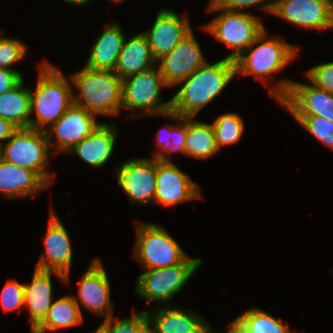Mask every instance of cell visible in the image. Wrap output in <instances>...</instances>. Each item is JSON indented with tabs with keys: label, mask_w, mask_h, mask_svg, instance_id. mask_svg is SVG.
<instances>
[{
	"label": "cell",
	"mask_w": 333,
	"mask_h": 333,
	"mask_svg": "<svg viewBox=\"0 0 333 333\" xmlns=\"http://www.w3.org/2000/svg\"><path fill=\"white\" fill-rule=\"evenodd\" d=\"M235 76V60L226 57L215 63L207 60L188 78L177 84H181V88L170 99V111L181 117L195 118L202 108L216 99Z\"/></svg>",
	"instance_id": "6da1fadb"
},
{
	"label": "cell",
	"mask_w": 333,
	"mask_h": 333,
	"mask_svg": "<svg viewBox=\"0 0 333 333\" xmlns=\"http://www.w3.org/2000/svg\"><path fill=\"white\" fill-rule=\"evenodd\" d=\"M43 61L36 87L30 89V127L41 131L63 116L73 104L74 93L70 76L67 78L57 66Z\"/></svg>",
	"instance_id": "7a4b0ae2"
},
{
	"label": "cell",
	"mask_w": 333,
	"mask_h": 333,
	"mask_svg": "<svg viewBox=\"0 0 333 333\" xmlns=\"http://www.w3.org/2000/svg\"><path fill=\"white\" fill-rule=\"evenodd\" d=\"M78 93L73 104L95 116H118L122 110V79L112 70L83 67L69 75Z\"/></svg>",
	"instance_id": "3957f363"
},
{
	"label": "cell",
	"mask_w": 333,
	"mask_h": 333,
	"mask_svg": "<svg viewBox=\"0 0 333 333\" xmlns=\"http://www.w3.org/2000/svg\"><path fill=\"white\" fill-rule=\"evenodd\" d=\"M267 30L235 59L236 75H252L266 83L298 55V47L279 37H268ZM269 38V39H268ZM258 44V45H257ZM257 46V47H255Z\"/></svg>",
	"instance_id": "277c9868"
},
{
	"label": "cell",
	"mask_w": 333,
	"mask_h": 333,
	"mask_svg": "<svg viewBox=\"0 0 333 333\" xmlns=\"http://www.w3.org/2000/svg\"><path fill=\"white\" fill-rule=\"evenodd\" d=\"M45 131L17 128L0 147V158L34 171L48 186L54 182L48 171L50 151Z\"/></svg>",
	"instance_id": "5b68a950"
},
{
	"label": "cell",
	"mask_w": 333,
	"mask_h": 333,
	"mask_svg": "<svg viewBox=\"0 0 333 333\" xmlns=\"http://www.w3.org/2000/svg\"><path fill=\"white\" fill-rule=\"evenodd\" d=\"M207 7L208 12L222 11L208 22L204 29L232 49V52L226 56L228 59L235 60L239 57L265 29L261 18L250 12L228 11L215 4Z\"/></svg>",
	"instance_id": "8992f818"
},
{
	"label": "cell",
	"mask_w": 333,
	"mask_h": 333,
	"mask_svg": "<svg viewBox=\"0 0 333 333\" xmlns=\"http://www.w3.org/2000/svg\"><path fill=\"white\" fill-rule=\"evenodd\" d=\"M201 264V258L187 256L174 266L143 269V274L137 277L135 283L136 295L151 303L165 306L166 302L183 289Z\"/></svg>",
	"instance_id": "52a82bcc"
},
{
	"label": "cell",
	"mask_w": 333,
	"mask_h": 333,
	"mask_svg": "<svg viewBox=\"0 0 333 333\" xmlns=\"http://www.w3.org/2000/svg\"><path fill=\"white\" fill-rule=\"evenodd\" d=\"M133 257L142 269L165 268L180 264L188 255L161 225L136 224Z\"/></svg>",
	"instance_id": "ba28073f"
},
{
	"label": "cell",
	"mask_w": 333,
	"mask_h": 333,
	"mask_svg": "<svg viewBox=\"0 0 333 333\" xmlns=\"http://www.w3.org/2000/svg\"><path fill=\"white\" fill-rule=\"evenodd\" d=\"M291 115H317L333 122V93L311 85L283 79L270 89Z\"/></svg>",
	"instance_id": "9c48e42d"
},
{
	"label": "cell",
	"mask_w": 333,
	"mask_h": 333,
	"mask_svg": "<svg viewBox=\"0 0 333 333\" xmlns=\"http://www.w3.org/2000/svg\"><path fill=\"white\" fill-rule=\"evenodd\" d=\"M156 66L122 80V109L138 110L139 116H159L170 111L171 100L163 102L160 95L161 89L168 86Z\"/></svg>",
	"instance_id": "30bf717a"
},
{
	"label": "cell",
	"mask_w": 333,
	"mask_h": 333,
	"mask_svg": "<svg viewBox=\"0 0 333 333\" xmlns=\"http://www.w3.org/2000/svg\"><path fill=\"white\" fill-rule=\"evenodd\" d=\"M116 179L131 204L154 202L156 195V159L133 158L116 168Z\"/></svg>",
	"instance_id": "8fae6325"
},
{
	"label": "cell",
	"mask_w": 333,
	"mask_h": 333,
	"mask_svg": "<svg viewBox=\"0 0 333 333\" xmlns=\"http://www.w3.org/2000/svg\"><path fill=\"white\" fill-rule=\"evenodd\" d=\"M271 14L309 30L333 28V0H274Z\"/></svg>",
	"instance_id": "7c38bea8"
},
{
	"label": "cell",
	"mask_w": 333,
	"mask_h": 333,
	"mask_svg": "<svg viewBox=\"0 0 333 333\" xmlns=\"http://www.w3.org/2000/svg\"><path fill=\"white\" fill-rule=\"evenodd\" d=\"M96 117L86 109L72 104L58 121L45 130L49 148L53 137H56L53 153H67L101 124Z\"/></svg>",
	"instance_id": "4fadbf2b"
},
{
	"label": "cell",
	"mask_w": 333,
	"mask_h": 333,
	"mask_svg": "<svg viewBox=\"0 0 333 333\" xmlns=\"http://www.w3.org/2000/svg\"><path fill=\"white\" fill-rule=\"evenodd\" d=\"M173 161L156 159V195L154 203L170 207L180 203L200 199L201 191Z\"/></svg>",
	"instance_id": "5bb4252c"
},
{
	"label": "cell",
	"mask_w": 333,
	"mask_h": 333,
	"mask_svg": "<svg viewBox=\"0 0 333 333\" xmlns=\"http://www.w3.org/2000/svg\"><path fill=\"white\" fill-rule=\"evenodd\" d=\"M78 283L79 297L73 298L80 310L83 307L92 314L105 316L104 319L114 315L109 277L100 259L94 258L90 262L88 270Z\"/></svg>",
	"instance_id": "9a60e30c"
},
{
	"label": "cell",
	"mask_w": 333,
	"mask_h": 333,
	"mask_svg": "<svg viewBox=\"0 0 333 333\" xmlns=\"http://www.w3.org/2000/svg\"><path fill=\"white\" fill-rule=\"evenodd\" d=\"M193 30L171 52L156 61L168 87H175L206 62Z\"/></svg>",
	"instance_id": "2e32d148"
},
{
	"label": "cell",
	"mask_w": 333,
	"mask_h": 333,
	"mask_svg": "<svg viewBox=\"0 0 333 333\" xmlns=\"http://www.w3.org/2000/svg\"><path fill=\"white\" fill-rule=\"evenodd\" d=\"M45 252L36 263V269L56 271L65 275L69 284L72 264V247L69 233L54 210L51 211L44 236Z\"/></svg>",
	"instance_id": "e0dca14e"
},
{
	"label": "cell",
	"mask_w": 333,
	"mask_h": 333,
	"mask_svg": "<svg viewBox=\"0 0 333 333\" xmlns=\"http://www.w3.org/2000/svg\"><path fill=\"white\" fill-rule=\"evenodd\" d=\"M186 15L162 8L153 26L144 30L153 58L157 61L168 54L193 29Z\"/></svg>",
	"instance_id": "ac0fdd59"
},
{
	"label": "cell",
	"mask_w": 333,
	"mask_h": 333,
	"mask_svg": "<svg viewBox=\"0 0 333 333\" xmlns=\"http://www.w3.org/2000/svg\"><path fill=\"white\" fill-rule=\"evenodd\" d=\"M153 310L146 313L155 333H210V322L192 309L165 305Z\"/></svg>",
	"instance_id": "d6986e66"
},
{
	"label": "cell",
	"mask_w": 333,
	"mask_h": 333,
	"mask_svg": "<svg viewBox=\"0 0 333 333\" xmlns=\"http://www.w3.org/2000/svg\"><path fill=\"white\" fill-rule=\"evenodd\" d=\"M30 284L24 283V307L29 311V324L33 331L46 317L53 303L52 275L66 282L64 274L36 269Z\"/></svg>",
	"instance_id": "ffe728a7"
},
{
	"label": "cell",
	"mask_w": 333,
	"mask_h": 333,
	"mask_svg": "<svg viewBox=\"0 0 333 333\" xmlns=\"http://www.w3.org/2000/svg\"><path fill=\"white\" fill-rule=\"evenodd\" d=\"M116 123H101L87 138L70 149L91 167L101 168L111 158L119 136Z\"/></svg>",
	"instance_id": "44dd1931"
},
{
	"label": "cell",
	"mask_w": 333,
	"mask_h": 333,
	"mask_svg": "<svg viewBox=\"0 0 333 333\" xmlns=\"http://www.w3.org/2000/svg\"><path fill=\"white\" fill-rule=\"evenodd\" d=\"M49 186L32 170L0 158V194L6 198L39 195Z\"/></svg>",
	"instance_id": "7402d4cb"
},
{
	"label": "cell",
	"mask_w": 333,
	"mask_h": 333,
	"mask_svg": "<svg viewBox=\"0 0 333 333\" xmlns=\"http://www.w3.org/2000/svg\"><path fill=\"white\" fill-rule=\"evenodd\" d=\"M155 63L147 38L141 32L125 37L114 72L123 80L154 67Z\"/></svg>",
	"instance_id": "603a6c76"
},
{
	"label": "cell",
	"mask_w": 333,
	"mask_h": 333,
	"mask_svg": "<svg viewBox=\"0 0 333 333\" xmlns=\"http://www.w3.org/2000/svg\"><path fill=\"white\" fill-rule=\"evenodd\" d=\"M124 33L117 22L108 24L94 43L85 67L114 71L126 37Z\"/></svg>",
	"instance_id": "cb8c5ba5"
},
{
	"label": "cell",
	"mask_w": 333,
	"mask_h": 333,
	"mask_svg": "<svg viewBox=\"0 0 333 333\" xmlns=\"http://www.w3.org/2000/svg\"><path fill=\"white\" fill-rule=\"evenodd\" d=\"M24 78L0 95V117L17 128L30 127V88L24 87Z\"/></svg>",
	"instance_id": "d4e9b609"
},
{
	"label": "cell",
	"mask_w": 333,
	"mask_h": 333,
	"mask_svg": "<svg viewBox=\"0 0 333 333\" xmlns=\"http://www.w3.org/2000/svg\"><path fill=\"white\" fill-rule=\"evenodd\" d=\"M82 310L74 301L73 295H65L52 303L44 320L33 330L34 333L56 332L70 328L83 321Z\"/></svg>",
	"instance_id": "484cf974"
},
{
	"label": "cell",
	"mask_w": 333,
	"mask_h": 333,
	"mask_svg": "<svg viewBox=\"0 0 333 333\" xmlns=\"http://www.w3.org/2000/svg\"><path fill=\"white\" fill-rule=\"evenodd\" d=\"M185 155L196 159L207 160L217 154L214 131L211 124L186 117V144Z\"/></svg>",
	"instance_id": "4316f807"
},
{
	"label": "cell",
	"mask_w": 333,
	"mask_h": 333,
	"mask_svg": "<svg viewBox=\"0 0 333 333\" xmlns=\"http://www.w3.org/2000/svg\"><path fill=\"white\" fill-rule=\"evenodd\" d=\"M236 319L247 330V333H296L290 331L281 318H275L258 307H252L242 312Z\"/></svg>",
	"instance_id": "83f0119b"
},
{
	"label": "cell",
	"mask_w": 333,
	"mask_h": 333,
	"mask_svg": "<svg viewBox=\"0 0 333 333\" xmlns=\"http://www.w3.org/2000/svg\"><path fill=\"white\" fill-rule=\"evenodd\" d=\"M211 125L219 150L225 145L237 143L245 130L243 119L236 112L226 113L217 117Z\"/></svg>",
	"instance_id": "f1b7e54d"
},
{
	"label": "cell",
	"mask_w": 333,
	"mask_h": 333,
	"mask_svg": "<svg viewBox=\"0 0 333 333\" xmlns=\"http://www.w3.org/2000/svg\"><path fill=\"white\" fill-rule=\"evenodd\" d=\"M319 142L333 150V122L317 115H292Z\"/></svg>",
	"instance_id": "f546056e"
},
{
	"label": "cell",
	"mask_w": 333,
	"mask_h": 333,
	"mask_svg": "<svg viewBox=\"0 0 333 333\" xmlns=\"http://www.w3.org/2000/svg\"><path fill=\"white\" fill-rule=\"evenodd\" d=\"M148 322L146 310L133 312L130 318L120 319L112 315L103 322L97 330L100 333H138V331Z\"/></svg>",
	"instance_id": "4dcf8cb0"
},
{
	"label": "cell",
	"mask_w": 333,
	"mask_h": 333,
	"mask_svg": "<svg viewBox=\"0 0 333 333\" xmlns=\"http://www.w3.org/2000/svg\"><path fill=\"white\" fill-rule=\"evenodd\" d=\"M27 46L17 38L3 37L0 34V68L15 70L13 65L18 64L26 57Z\"/></svg>",
	"instance_id": "1f68e13d"
},
{
	"label": "cell",
	"mask_w": 333,
	"mask_h": 333,
	"mask_svg": "<svg viewBox=\"0 0 333 333\" xmlns=\"http://www.w3.org/2000/svg\"><path fill=\"white\" fill-rule=\"evenodd\" d=\"M160 116H165L166 118H172L175 120V125L171 124V145L168 150L158 159L161 161H171L169 154L172 153H182L185 155V144H186V117H181L178 114L169 111ZM177 125V126H176Z\"/></svg>",
	"instance_id": "d6a6232c"
},
{
	"label": "cell",
	"mask_w": 333,
	"mask_h": 333,
	"mask_svg": "<svg viewBox=\"0 0 333 333\" xmlns=\"http://www.w3.org/2000/svg\"><path fill=\"white\" fill-rule=\"evenodd\" d=\"M0 301L5 312L24 308V284L9 280L2 289Z\"/></svg>",
	"instance_id": "836d02e7"
},
{
	"label": "cell",
	"mask_w": 333,
	"mask_h": 333,
	"mask_svg": "<svg viewBox=\"0 0 333 333\" xmlns=\"http://www.w3.org/2000/svg\"><path fill=\"white\" fill-rule=\"evenodd\" d=\"M305 75L317 88L333 93V61L315 65Z\"/></svg>",
	"instance_id": "e575fe53"
},
{
	"label": "cell",
	"mask_w": 333,
	"mask_h": 333,
	"mask_svg": "<svg viewBox=\"0 0 333 333\" xmlns=\"http://www.w3.org/2000/svg\"><path fill=\"white\" fill-rule=\"evenodd\" d=\"M273 1L274 0H217L215 5L221 9L234 12H244V9L254 6L271 14L273 11Z\"/></svg>",
	"instance_id": "d590c367"
},
{
	"label": "cell",
	"mask_w": 333,
	"mask_h": 333,
	"mask_svg": "<svg viewBox=\"0 0 333 333\" xmlns=\"http://www.w3.org/2000/svg\"><path fill=\"white\" fill-rule=\"evenodd\" d=\"M23 78L18 70L0 68V95L16 86Z\"/></svg>",
	"instance_id": "8d00e7d4"
},
{
	"label": "cell",
	"mask_w": 333,
	"mask_h": 333,
	"mask_svg": "<svg viewBox=\"0 0 333 333\" xmlns=\"http://www.w3.org/2000/svg\"><path fill=\"white\" fill-rule=\"evenodd\" d=\"M156 144L158 147V151L152 152L154 159H159L169 148L171 143V124L168 126H164L157 132L156 135Z\"/></svg>",
	"instance_id": "74e56055"
},
{
	"label": "cell",
	"mask_w": 333,
	"mask_h": 333,
	"mask_svg": "<svg viewBox=\"0 0 333 333\" xmlns=\"http://www.w3.org/2000/svg\"><path fill=\"white\" fill-rule=\"evenodd\" d=\"M17 129L11 122L0 117V147L7 141V139Z\"/></svg>",
	"instance_id": "f35d334b"
},
{
	"label": "cell",
	"mask_w": 333,
	"mask_h": 333,
	"mask_svg": "<svg viewBox=\"0 0 333 333\" xmlns=\"http://www.w3.org/2000/svg\"><path fill=\"white\" fill-rule=\"evenodd\" d=\"M226 333H247V330L242 326V324L235 318L227 325ZM210 333H216L210 324Z\"/></svg>",
	"instance_id": "ab89813d"
},
{
	"label": "cell",
	"mask_w": 333,
	"mask_h": 333,
	"mask_svg": "<svg viewBox=\"0 0 333 333\" xmlns=\"http://www.w3.org/2000/svg\"><path fill=\"white\" fill-rule=\"evenodd\" d=\"M67 4H71L74 6H84L90 2V0H63Z\"/></svg>",
	"instance_id": "60d3db41"
},
{
	"label": "cell",
	"mask_w": 333,
	"mask_h": 333,
	"mask_svg": "<svg viewBox=\"0 0 333 333\" xmlns=\"http://www.w3.org/2000/svg\"><path fill=\"white\" fill-rule=\"evenodd\" d=\"M138 333H155L153 326L147 322L139 331Z\"/></svg>",
	"instance_id": "b9f144b4"
},
{
	"label": "cell",
	"mask_w": 333,
	"mask_h": 333,
	"mask_svg": "<svg viewBox=\"0 0 333 333\" xmlns=\"http://www.w3.org/2000/svg\"><path fill=\"white\" fill-rule=\"evenodd\" d=\"M217 0H209L208 5L215 4Z\"/></svg>",
	"instance_id": "7bdbcfd3"
},
{
	"label": "cell",
	"mask_w": 333,
	"mask_h": 333,
	"mask_svg": "<svg viewBox=\"0 0 333 333\" xmlns=\"http://www.w3.org/2000/svg\"><path fill=\"white\" fill-rule=\"evenodd\" d=\"M110 1H113V2H117V3H119V2H123L124 0H110Z\"/></svg>",
	"instance_id": "ee69618b"
}]
</instances>
